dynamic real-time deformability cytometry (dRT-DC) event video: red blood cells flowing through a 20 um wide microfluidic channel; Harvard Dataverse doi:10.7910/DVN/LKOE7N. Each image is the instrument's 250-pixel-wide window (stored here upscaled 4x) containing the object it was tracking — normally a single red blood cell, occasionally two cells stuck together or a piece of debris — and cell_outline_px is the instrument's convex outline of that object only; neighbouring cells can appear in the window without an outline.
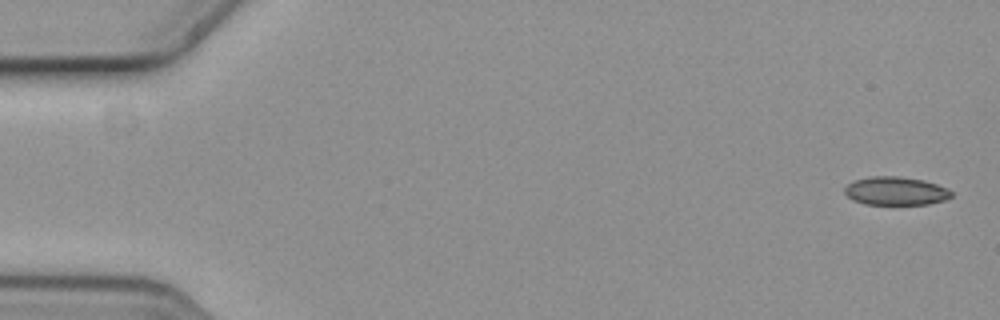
{"species": "common noctule bat (a hibernating species)", "species_latin": "Nyctalus noctula", "temperature_condition": "cold", "stored_images_in_passage": 9, "camera_frame_rate_fps": 3000, "um_per_image_px": 0.085, "animal": {"sex": "female", "body_mass_g": 19.3, "forearm_length_mm": 54.1}, "frame": {"image": 1, "passage_image": 1, "time_ms": 0.0, "image_size_px": [1000, 320], "cell_outline_px": [[952, 196], [944, 200], [928, 204], [864, 204], [852, 200], [844, 192], [844, 188], [848, 184], [856, 180], [872, 176], [896, 176], [924, 180], [936, 184], [952, 192]], "centroid_in_image_um": [76.11, 16.24], "position_along_channel_um": 8.9, "area_um2": 17.46}}
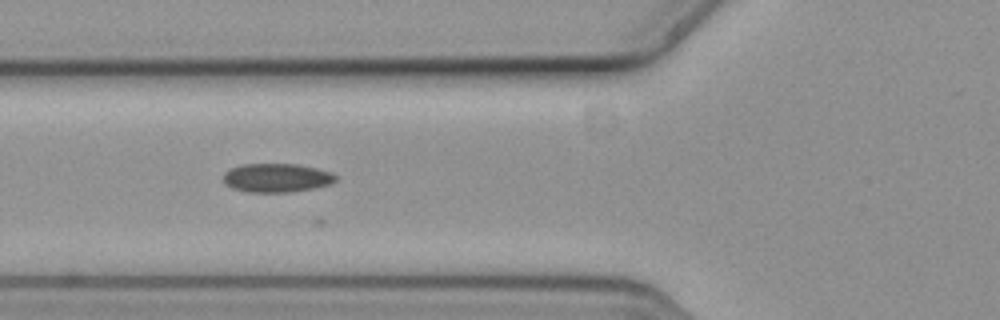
{"frame": {"image": 2, "passage_image": 7, "time_ms": 2.0, "image_size_px": [1000, 320], "cell_outline_px": [[336, 180], [332, 184], [292, 192], [244, 192], [232, 188], [224, 184], [224, 172], [240, 164], [296, 164], [316, 168], [332, 172], [336, 176]], "centroid_in_image_um": [23.5, 15.12], "position_along_channel_um": 102.3, "area_um2": 18.96}}
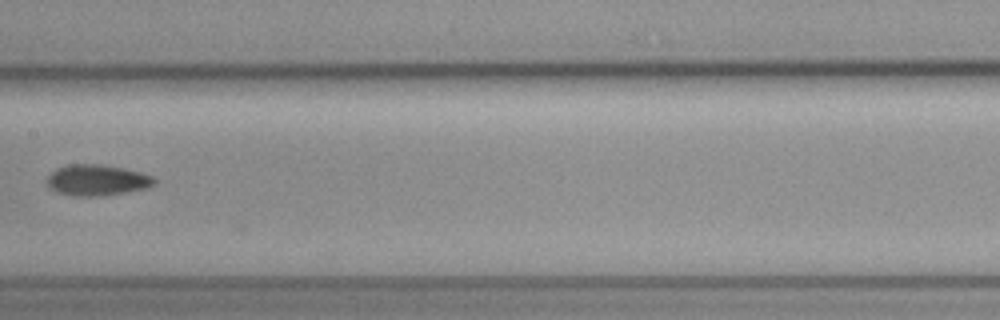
{"frame": {"image": 3, "passage_image": 9, "time_ms": 2.667, "image_size_px": [1000, 320], "cell_outline_px": [[156, 184], [148, 188], [128, 192], [104, 196], [72, 196], [56, 192], [48, 184], [48, 176], [56, 168], [72, 164], [96, 164], [120, 168], [140, 172], [152, 176], [156, 180]], "centroid_in_image_um": [8.27, 15.33], "position_along_channel_um": 199.1, "area_um2": 19.31}}